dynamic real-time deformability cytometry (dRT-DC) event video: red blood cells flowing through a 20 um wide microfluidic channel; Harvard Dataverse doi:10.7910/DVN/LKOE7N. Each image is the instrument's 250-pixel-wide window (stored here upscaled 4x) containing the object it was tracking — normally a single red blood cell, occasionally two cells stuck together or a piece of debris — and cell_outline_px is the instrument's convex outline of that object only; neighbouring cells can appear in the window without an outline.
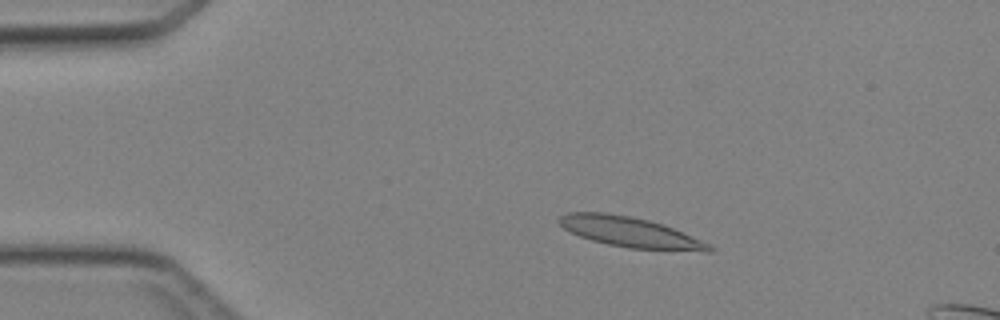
{"species": "Egyptian fruit bat (a non-hibernating species)", "species_latin": "Rousettus aegyptiacus", "temperature_condition": "cold", "stored_images_in_passage": 45, "camera_frame_rate_fps": 3000, "um_per_image_px": 0.085, "animal": {"sex": "female"}, "frame": {"image": 1, "passage_image": 8, "time_ms": 2.333, "image_size_px": [1000, 320], "cell_outline_px": [[716, 248], [712, 252], [704, 252], [628, 248], [608, 244], [592, 240], [580, 236], [564, 228], [556, 220], [560, 216], [568, 212], [604, 212], [628, 216], [648, 220], [664, 224], [712, 244]], "centroid_in_image_um": [53.64, 19.74], "position_along_channel_um": 31.4, "area_um2": 26.65}}
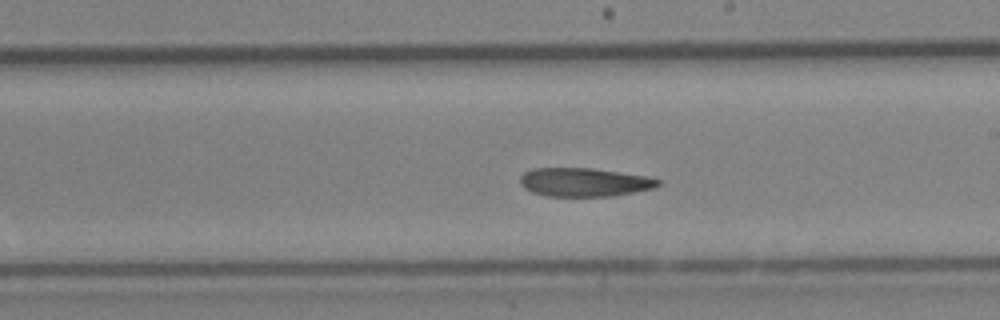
{"frame": {"image": 2, "passage_image": 26, "time_ms": 8.333, "image_size_px": [1000, 320], "cell_outline_px": [[664, 184], [656, 188], [636, 192], [612, 196], [548, 196], [532, 192], [524, 188], [520, 184], [520, 176], [524, 172], [532, 168], [592, 168], [648, 176], [660, 180]], "centroid_in_image_um": [49.71, 15.48], "position_along_channel_um": 239.3, "area_um2": 23.29}}
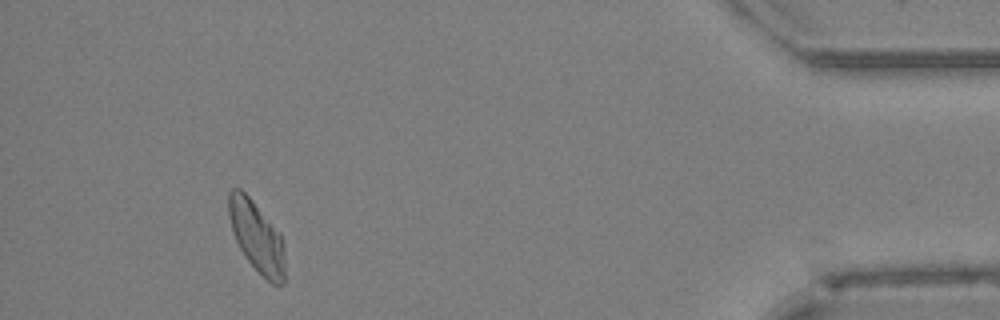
{"frame": {"image": 3, "passage_image": 42, "time_ms": 13.667, "image_size_px": [1000, 320], "cell_outline_px": [[284, 284], [272, 284], [244, 256], [236, 240], [228, 216], [228, 192], [232, 188], [240, 188], [252, 200], [280, 232], [284, 240]], "centroid_in_image_um": [21.83, 20.09], "position_along_channel_um": 413.4, "area_um2": 23.06}}